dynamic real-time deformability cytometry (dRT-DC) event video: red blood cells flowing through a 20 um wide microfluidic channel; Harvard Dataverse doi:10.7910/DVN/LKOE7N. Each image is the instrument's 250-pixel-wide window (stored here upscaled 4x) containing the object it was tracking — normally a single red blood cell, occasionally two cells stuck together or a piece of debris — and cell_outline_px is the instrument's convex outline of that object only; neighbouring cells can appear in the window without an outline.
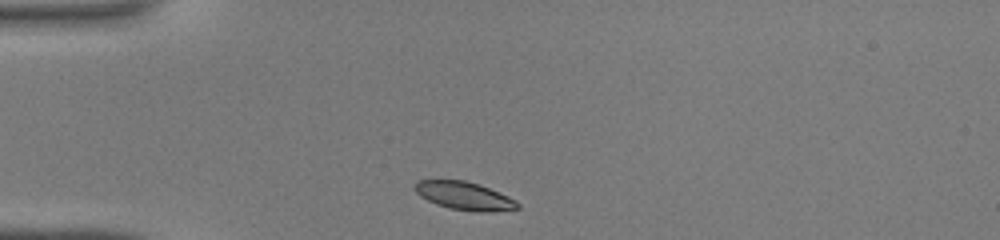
{"species": "common noctule bat (a hibernating species)", "species_latin": "Nyctalus noctula", "temperature_condition": "warm", "stored_images_in_passage": 27, "camera_frame_rate_fps": 3000, "um_per_image_px": 0.085, "animal": {"sex": "male", "body_mass_g": 19.0, "forearm_length_mm": 50.8}, "frame": {"image": 1, "passage_image": 1, "time_ms": 0.0, "image_size_px": [1000, 240], "cell_outline_px": [[520, 208], [488, 212], [476, 212], [448, 208], [436, 204], [420, 196], [412, 188], [412, 184], [416, 180], [464, 180], [480, 184], [508, 196], [516, 200], [520, 204]], "centroid_in_image_um": [39.44, 16.64], "position_along_channel_um": 45.6, "area_um2": 17.05}}
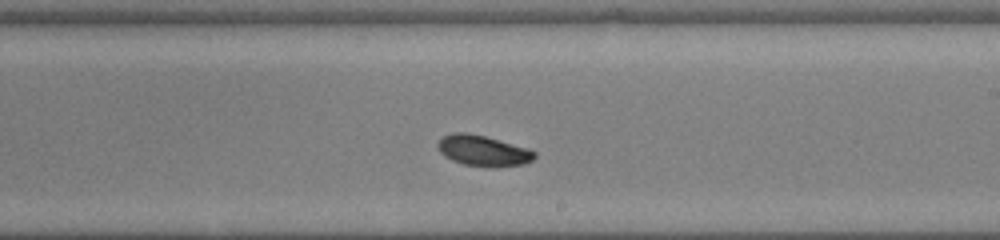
{"frame": {"image": 2, "passage_image": 16, "time_ms": 5.0, "image_size_px": [1000, 240], "cell_outline_px": [[536, 156], [532, 160], [524, 164], [496, 168], [492, 168], [464, 164], [452, 160], [444, 156], [440, 152], [436, 144], [444, 136], [452, 132], [464, 132], [484, 136], [528, 148], [536, 152]], "centroid_in_image_um": [41.07, 12.82], "position_along_channel_um": 247.9, "area_um2": 17.4}}
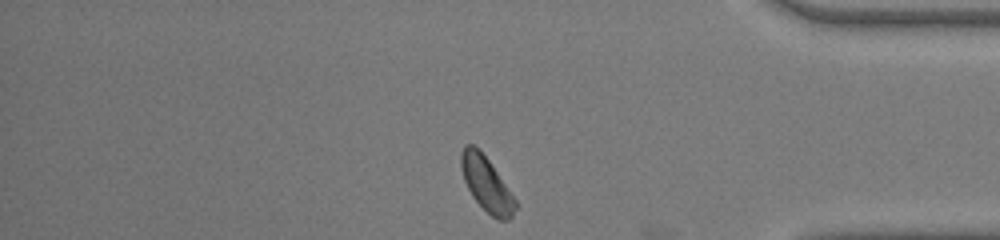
{"frame": {"image": 3, "passage_image": 27, "time_ms": 8.667, "image_size_px": [1000, 240], "cell_outline_px": [[516, 208], [512, 216], [508, 220], [496, 220], [472, 196], [464, 180], [460, 164], [460, 152], [464, 144], [472, 144], [488, 160], [516, 200]], "centroid_in_image_um": [41.33, 15.65], "position_along_channel_um": 393.9, "area_um2": 16.82}}